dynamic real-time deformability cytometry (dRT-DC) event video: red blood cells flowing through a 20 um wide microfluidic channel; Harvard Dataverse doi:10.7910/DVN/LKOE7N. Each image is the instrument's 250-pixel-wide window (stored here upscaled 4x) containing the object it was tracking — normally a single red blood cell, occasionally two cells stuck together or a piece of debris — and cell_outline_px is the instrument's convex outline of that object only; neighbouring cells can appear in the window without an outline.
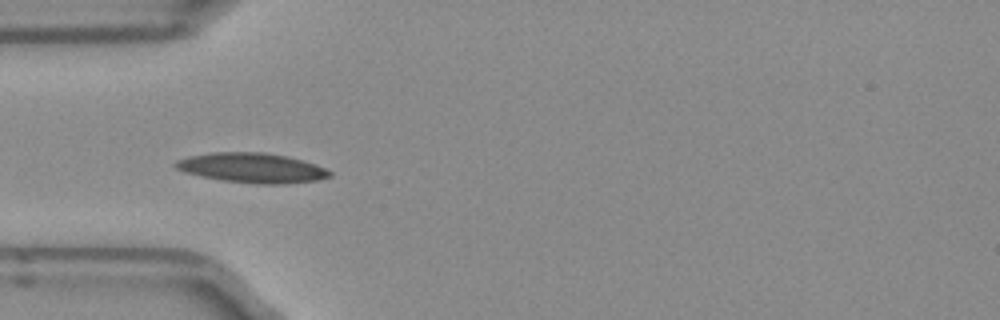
{"species": "Egyptian fruit bat (a non-hibernating species)", "species_latin": "Rousettus aegyptiacus", "temperature_condition": "room temperature", "stored_images_in_passage": 37, "camera_frame_rate_fps": 3000, "um_per_image_px": 0.085, "frame": {"image": 1, "passage_image": 1, "time_ms": 0.0, "image_size_px": [1000, 320], "cell_outline_px": [[332, 176], [316, 180], [284, 184], [256, 184], [220, 180], [200, 176], [184, 172], [176, 168], [172, 164], [176, 160], [188, 156], [212, 152], [264, 152], [288, 156], [304, 160], [324, 168], [332, 172]], "centroid_in_image_um": [21.39, 14.26], "position_along_channel_um": 63.6, "area_um2": 26.99}}
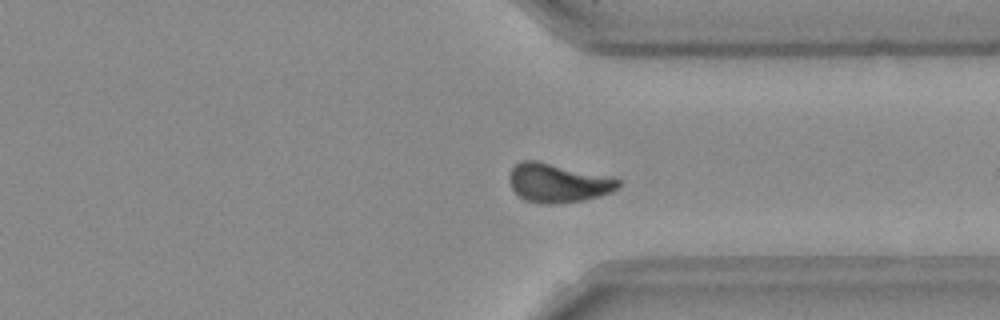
{"frame": {"image": 2, "passage_image": 24, "time_ms": 7.667, "image_size_px": [1000, 320], "cell_outline_px": [[620, 184], [612, 192], [600, 196], [580, 200], [552, 204], [544, 204], [524, 200], [512, 188], [508, 180], [512, 168], [520, 160], [536, 160], [620, 180]], "centroid_in_image_um": [47.35, 15.56], "position_along_channel_um": 364.0, "area_um2": 24.1}}
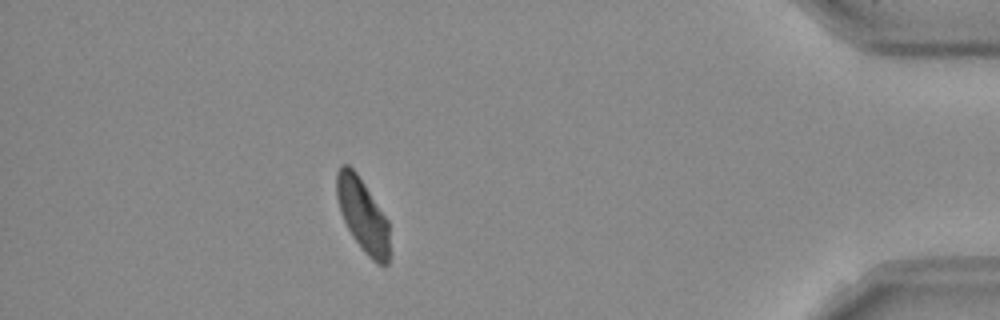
{"frame": {"image": 3, "passage_image": 31, "time_ms": 10.0, "image_size_px": [1000, 320], "cell_outline_px": [[388, 264], [376, 264], [364, 252], [352, 236], [340, 212], [336, 196], [336, 172], [340, 164], [348, 164], [356, 172], [388, 220]], "centroid_in_image_um": [30.79, 18.25], "position_along_channel_um": 404.4, "area_um2": 22.37}, "authors_computed_cell_mechanics": {"area_um2": 23.8714, "velocity_mm_per_s": 3.9268, "shape_relaxation_time_tau1_ms": 4.8109, "shape_relaxation_time_tau2_ms": 3.1544, "deformation_change_tau1": 0.1444, "deformation_change_tau2": 0.0749}}